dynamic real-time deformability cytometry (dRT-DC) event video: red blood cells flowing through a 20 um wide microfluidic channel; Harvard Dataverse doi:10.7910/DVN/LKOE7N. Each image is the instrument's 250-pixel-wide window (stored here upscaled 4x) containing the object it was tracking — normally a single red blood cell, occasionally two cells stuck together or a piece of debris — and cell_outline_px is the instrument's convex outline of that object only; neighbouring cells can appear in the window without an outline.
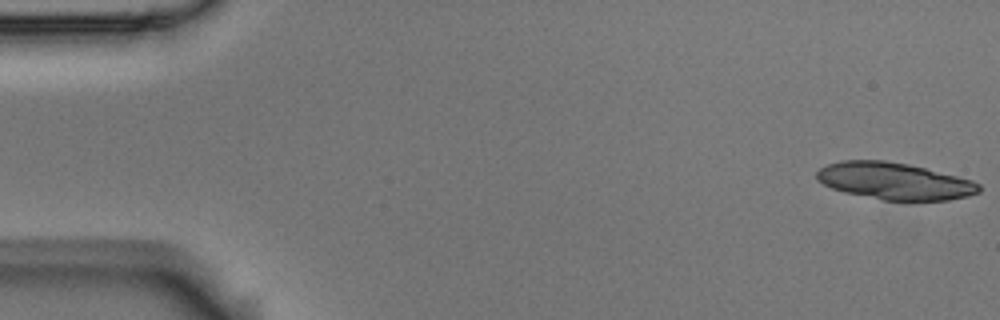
{"species": "Egyptian fruit bat (a non-hibernating species)", "species_latin": "Rousettus aegyptiacus", "temperature_condition": "room temperature", "stored_images_in_passage": 7, "segment_of_instrument_passage": [1, 2], "camera_frame_rate_fps": 3000, "um_per_image_px": 0.085, "animal": {"sex": "male"}, "frame": {"image": 1, "passage_image": 1, "time_ms": 0.0, "image_size_px": [1000, 320], "cell_outline_px": [[980, 192], [968, 196], [948, 200], [884, 200], [844, 192], [832, 188], [816, 180], [816, 172], [820, 168], [828, 164], [840, 160], [884, 160], [908, 164], [972, 180], [980, 184]], "centroid_in_image_um": [76.0, 15.39], "position_along_channel_um": 9.0, "area_um2": 34.74}}